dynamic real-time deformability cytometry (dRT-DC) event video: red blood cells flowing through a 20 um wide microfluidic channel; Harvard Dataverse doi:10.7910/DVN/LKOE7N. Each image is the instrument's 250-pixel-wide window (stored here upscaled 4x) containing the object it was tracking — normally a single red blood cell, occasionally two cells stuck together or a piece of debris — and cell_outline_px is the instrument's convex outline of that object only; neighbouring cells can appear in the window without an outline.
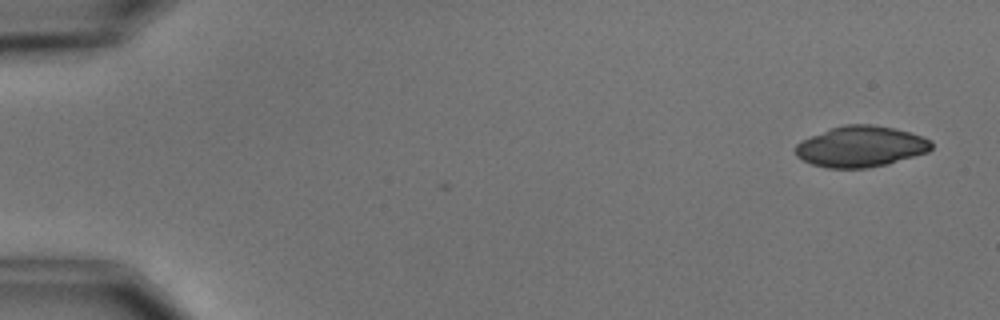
{"species": "common noctule bat (a hibernating species)", "species_latin": "Nyctalus noctula", "temperature_condition": "cold", "stored_images_in_passage": 2, "camera_frame_rate_fps": 3000, "um_per_image_px": 0.085, "animal": {"sex": "male", "body_mass_g": 15.6}, "frame": {"image": 1, "passage_image": 2, "time_ms": 1.333, "image_size_px": [1000, 320], "cell_outline_px": [[932, 148], [928, 152], [888, 164], [868, 168], [828, 168], [812, 164], [796, 156], [796, 144], [812, 136], [832, 128], [844, 124], [872, 124], [892, 128], [924, 136], [932, 140]], "centroid_in_image_um": [73.21, 12.46], "position_along_channel_um": 11.8, "area_um2": 32.25}}